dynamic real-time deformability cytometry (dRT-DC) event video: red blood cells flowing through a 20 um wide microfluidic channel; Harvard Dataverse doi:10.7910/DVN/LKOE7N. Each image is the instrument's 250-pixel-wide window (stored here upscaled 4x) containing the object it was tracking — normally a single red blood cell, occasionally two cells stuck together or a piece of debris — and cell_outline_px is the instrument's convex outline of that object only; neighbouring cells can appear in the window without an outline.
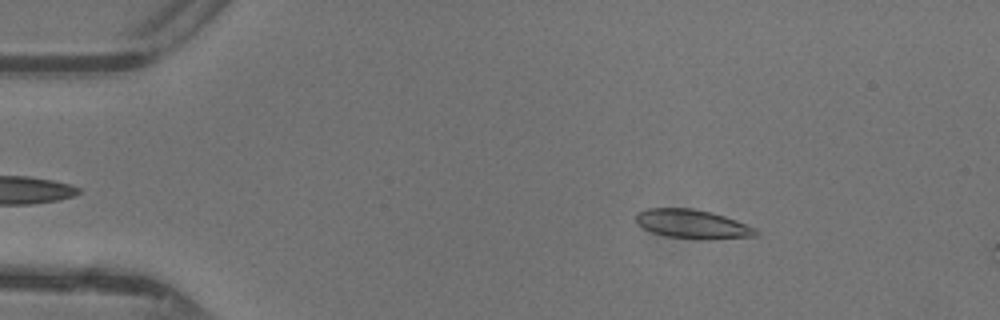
{"species": "common noctule bat (a hibernating species)", "species_latin": "Nyctalus noctula", "temperature_condition": "warm", "stored_images_in_passage": 8, "camera_frame_rate_fps": 3000, "um_per_image_px": 0.085, "animal": {"sex": "female"}, "frame": {"image": 1, "passage_image": 6, "time_ms": 1.667, "image_size_px": [1000, 320], "cell_outline_px": [[760, 232], [756, 236], [700, 240], [668, 236], [652, 232], [636, 224], [636, 212], [648, 208], [692, 208], [712, 212], [736, 220], [756, 228]], "centroid_in_image_um": [58.86, 19.04], "position_along_channel_um": 26.1, "area_um2": 20.35}}